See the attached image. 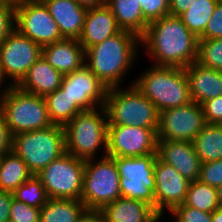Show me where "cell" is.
<instances>
[{
    "instance_id": "obj_31",
    "label": "cell",
    "mask_w": 222,
    "mask_h": 222,
    "mask_svg": "<svg viewBox=\"0 0 222 222\" xmlns=\"http://www.w3.org/2000/svg\"><path fill=\"white\" fill-rule=\"evenodd\" d=\"M15 199L26 203L29 206L41 208L49 199L41 179L37 175H32L21 184L14 192Z\"/></svg>"
},
{
    "instance_id": "obj_29",
    "label": "cell",
    "mask_w": 222,
    "mask_h": 222,
    "mask_svg": "<svg viewBox=\"0 0 222 222\" xmlns=\"http://www.w3.org/2000/svg\"><path fill=\"white\" fill-rule=\"evenodd\" d=\"M220 0H195L179 17L186 27L199 39Z\"/></svg>"
},
{
    "instance_id": "obj_21",
    "label": "cell",
    "mask_w": 222,
    "mask_h": 222,
    "mask_svg": "<svg viewBox=\"0 0 222 222\" xmlns=\"http://www.w3.org/2000/svg\"><path fill=\"white\" fill-rule=\"evenodd\" d=\"M185 69L189 81L190 98L197 104L222 96V71L193 62Z\"/></svg>"
},
{
    "instance_id": "obj_8",
    "label": "cell",
    "mask_w": 222,
    "mask_h": 222,
    "mask_svg": "<svg viewBox=\"0 0 222 222\" xmlns=\"http://www.w3.org/2000/svg\"><path fill=\"white\" fill-rule=\"evenodd\" d=\"M101 157L98 162L94 158L85 160L81 200L89 211H100L121 197L116 163L110 156Z\"/></svg>"
},
{
    "instance_id": "obj_24",
    "label": "cell",
    "mask_w": 222,
    "mask_h": 222,
    "mask_svg": "<svg viewBox=\"0 0 222 222\" xmlns=\"http://www.w3.org/2000/svg\"><path fill=\"white\" fill-rule=\"evenodd\" d=\"M88 211L82 200L49 198L41 207L40 222H79Z\"/></svg>"
},
{
    "instance_id": "obj_13",
    "label": "cell",
    "mask_w": 222,
    "mask_h": 222,
    "mask_svg": "<svg viewBox=\"0 0 222 222\" xmlns=\"http://www.w3.org/2000/svg\"><path fill=\"white\" fill-rule=\"evenodd\" d=\"M42 56V47L14 29L0 43V62L6 77L17 86L29 68Z\"/></svg>"
},
{
    "instance_id": "obj_42",
    "label": "cell",
    "mask_w": 222,
    "mask_h": 222,
    "mask_svg": "<svg viewBox=\"0 0 222 222\" xmlns=\"http://www.w3.org/2000/svg\"><path fill=\"white\" fill-rule=\"evenodd\" d=\"M195 0H169V15L180 16Z\"/></svg>"
},
{
    "instance_id": "obj_25",
    "label": "cell",
    "mask_w": 222,
    "mask_h": 222,
    "mask_svg": "<svg viewBox=\"0 0 222 222\" xmlns=\"http://www.w3.org/2000/svg\"><path fill=\"white\" fill-rule=\"evenodd\" d=\"M106 5L110 8L119 27L141 37L148 22L143 18L141 5L137 0H107Z\"/></svg>"
},
{
    "instance_id": "obj_27",
    "label": "cell",
    "mask_w": 222,
    "mask_h": 222,
    "mask_svg": "<svg viewBox=\"0 0 222 222\" xmlns=\"http://www.w3.org/2000/svg\"><path fill=\"white\" fill-rule=\"evenodd\" d=\"M193 145L202 164L222 159V124H206Z\"/></svg>"
},
{
    "instance_id": "obj_18",
    "label": "cell",
    "mask_w": 222,
    "mask_h": 222,
    "mask_svg": "<svg viewBox=\"0 0 222 222\" xmlns=\"http://www.w3.org/2000/svg\"><path fill=\"white\" fill-rule=\"evenodd\" d=\"M115 16L105 4L87 9L79 43L86 50L121 32Z\"/></svg>"
},
{
    "instance_id": "obj_14",
    "label": "cell",
    "mask_w": 222,
    "mask_h": 222,
    "mask_svg": "<svg viewBox=\"0 0 222 222\" xmlns=\"http://www.w3.org/2000/svg\"><path fill=\"white\" fill-rule=\"evenodd\" d=\"M157 141L154 129L108 125L107 156L139 157L157 154Z\"/></svg>"
},
{
    "instance_id": "obj_44",
    "label": "cell",
    "mask_w": 222,
    "mask_h": 222,
    "mask_svg": "<svg viewBox=\"0 0 222 222\" xmlns=\"http://www.w3.org/2000/svg\"><path fill=\"white\" fill-rule=\"evenodd\" d=\"M80 6L84 8H95L106 4L107 0H75Z\"/></svg>"
},
{
    "instance_id": "obj_38",
    "label": "cell",
    "mask_w": 222,
    "mask_h": 222,
    "mask_svg": "<svg viewBox=\"0 0 222 222\" xmlns=\"http://www.w3.org/2000/svg\"><path fill=\"white\" fill-rule=\"evenodd\" d=\"M199 39H222V0H220Z\"/></svg>"
},
{
    "instance_id": "obj_41",
    "label": "cell",
    "mask_w": 222,
    "mask_h": 222,
    "mask_svg": "<svg viewBox=\"0 0 222 222\" xmlns=\"http://www.w3.org/2000/svg\"><path fill=\"white\" fill-rule=\"evenodd\" d=\"M13 193L0 190V222H9Z\"/></svg>"
},
{
    "instance_id": "obj_19",
    "label": "cell",
    "mask_w": 222,
    "mask_h": 222,
    "mask_svg": "<svg viewBox=\"0 0 222 222\" xmlns=\"http://www.w3.org/2000/svg\"><path fill=\"white\" fill-rule=\"evenodd\" d=\"M42 57L62 75L85 64V49L77 39L64 38L42 47Z\"/></svg>"
},
{
    "instance_id": "obj_3",
    "label": "cell",
    "mask_w": 222,
    "mask_h": 222,
    "mask_svg": "<svg viewBox=\"0 0 222 222\" xmlns=\"http://www.w3.org/2000/svg\"><path fill=\"white\" fill-rule=\"evenodd\" d=\"M131 83L156 106L159 112L192 102L184 68L152 65Z\"/></svg>"
},
{
    "instance_id": "obj_28",
    "label": "cell",
    "mask_w": 222,
    "mask_h": 222,
    "mask_svg": "<svg viewBox=\"0 0 222 222\" xmlns=\"http://www.w3.org/2000/svg\"><path fill=\"white\" fill-rule=\"evenodd\" d=\"M44 98L50 121L56 125L64 126L78 113L84 111L61 87Z\"/></svg>"
},
{
    "instance_id": "obj_12",
    "label": "cell",
    "mask_w": 222,
    "mask_h": 222,
    "mask_svg": "<svg viewBox=\"0 0 222 222\" xmlns=\"http://www.w3.org/2000/svg\"><path fill=\"white\" fill-rule=\"evenodd\" d=\"M206 125L200 104L190 102L159 112L158 140L193 142Z\"/></svg>"
},
{
    "instance_id": "obj_17",
    "label": "cell",
    "mask_w": 222,
    "mask_h": 222,
    "mask_svg": "<svg viewBox=\"0 0 222 222\" xmlns=\"http://www.w3.org/2000/svg\"><path fill=\"white\" fill-rule=\"evenodd\" d=\"M156 153L159 160L172 165L190 182L199 179L202 163L193 142L158 140Z\"/></svg>"
},
{
    "instance_id": "obj_39",
    "label": "cell",
    "mask_w": 222,
    "mask_h": 222,
    "mask_svg": "<svg viewBox=\"0 0 222 222\" xmlns=\"http://www.w3.org/2000/svg\"><path fill=\"white\" fill-rule=\"evenodd\" d=\"M201 107L206 124L222 123V96L203 102Z\"/></svg>"
},
{
    "instance_id": "obj_35",
    "label": "cell",
    "mask_w": 222,
    "mask_h": 222,
    "mask_svg": "<svg viewBox=\"0 0 222 222\" xmlns=\"http://www.w3.org/2000/svg\"><path fill=\"white\" fill-rule=\"evenodd\" d=\"M15 29V1H0V43Z\"/></svg>"
},
{
    "instance_id": "obj_47",
    "label": "cell",
    "mask_w": 222,
    "mask_h": 222,
    "mask_svg": "<svg viewBox=\"0 0 222 222\" xmlns=\"http://www.w3.org/2000/svg\"><path fill=\"white\" fill-rule=\"evenodd\" d=\"M217 196H218V202L219 205L222 207V185H219L217 188Z\"/></svg>"
},
{
    "instance_id": "obj_45",
    "label": "cell",
    "mask_w": 222,
    "mask_h": 222,
    "mask_svg": "<svg viewBox=\"0 0 222 222\" xmlns=\"http://www.w3.org/2000/svg\"><path fill=\"white\" fill-rule=\"evenodd\" d=\"M211 222H222V207L219 206L211 213Z\"/></svg>"
},
{
    "instance_id": "obj_34",
    "label": "cell",
    "mask_w": 222,
    "mask_h": 222,
    "mask_svg": "<svg viewBox=\"0 0 222 222\" xmlns=\"http://www.w3.org/2000/svg\"><path fill=\"white\" fill-rule=\"evenodd\" d=\"M141 5L143 18L148 22L169 15V0H137Z\"/></svg>"
},
{
    "instance_id": "obj_5",
    "label": "cell",
    "mask_w": 222,
    "mask_h": 222,
    "mask_svg": "<svg viewBox=\"0 0 222 222\" xmlns=\"http://www.w3.org/2000/svg\"><path fill=\"white\" fill-rule=\"evenodd\" d=\"M104 107L108 125L136 126L158 131L159 111L133 84L126 90L121 89V86L108 88Z\"/></svg>"
},
{
    "instance_id": "obj_2",
    "label": "cell",
    "mask_w": 222,
    "mask_h": 222,
    "mask_svg": "<svg viewBox=\"0 0 222 222\" xmlns=\"http://www.w3.org/2000/svg\"><path fill=\"white\" fill-rule=\"evenodd\" d=\"M140 37L122 30L85 50V65L107 87H119L136 60ZM87 61V62H86Z\"/></svg>"
},
{
    "instance_id": "obj_23",
    "label": "cell",
    "mask_w": 222,
    "mask_h": 222,
    "mask_svg": "<svg viewBox=\"0 0 222 222\" xmlns=\"http://www.w3.org/2000/svg\"><path fill=\"white\" fill-rule=\"evenodd\" d=\"M62 79L63 75L41 56L17 86L25 92L45 97L61 87Z\"/></svg>"
},
{
    "instance_id": "obj_32",
    "label": "cell",
    "mask_w": 222,
    "mask_h": 222,
    "mask_svg": "<svg viewBox=\"0 0 222 222\" xmlns=\"http://www.w3.org/2000/svg\"><path fill=\"white\" fill-rule=\"evenodd\" d=\"M197 63L222 71V39H199Z\"/></svg>"
},
{
    "instance_id": "obj_40",
    "label": "cell",
    "mask_w": 222,
    "mask_h": 222,
    "mask_svg": "<svg viewBox=\"0 0 222 222\" xmlns=\"http://www.w3.org/2000/svg\"><path fill=\"white\" fill-rule=\"evenodd\" d=\"M13 149V134L9 129L4 117L0 114V155Z\"/></svg>"
},
{
    "instance_id": "obj_20",
    "label": "cell",
    "mask_w": 222,
    "mask_h": 222,
    "mask_svg": "<svg viewBox=\"0 0 222 222\" xmlns=\"http://www.w3.org/2000/svg\"><path fill=\"white\" fill-rule=\"evenodd\" d=\"M41 1L57 23L62 37L78 40L83 31L87 8L80 6L75 0Z\"/></svg>"
},
{
    "instance_id": "obj_6",
    "label": "cell",
    "mask_w": 222,
    "mask_h": 222,
    "mask_svg": "<svg viewBox=\"0 0 222 222\" xmlns=\"http://www.w3.org/2000/svg\"><path fill=\"white\" fill-rule=\"evenodd\" d=\"M0 114L13 136L53 125L45 98L25 92L18 86H12L0 96Z\"/></svg>"
},
{
    "instance_id": "obj_26",
    "label": "cell",
    "mask_w": 222,
    "mask_h": 222,
    "mask_svg": "<svg viewBox=\"0 0 222 222\" xmlns=\"http://www.w3.org/2000/svg\"><path fill=\"white\" fill-rule=\"evenodd\" d=\"M32 175L26 163L13 151L2 155L0 162V190L13 193Z\"/></svg>"
},
{
    "instance_id": "obj_7",
    "label": "cell",
    "mask_w": 222,
    "mask_h": 222,
    "mask_svg": "<svg viewBox=\"0 0 222 222\" xmlns=\"http://www.w3.org/2000/svg\"><path fill=\"white\" fill-rule=\"evenodd\" d=\"M12 151L26 163L33 175H37L66 152L64 128L53 124L14 135Z\"/></svg>"
},
{
    "instance_id": "obj_43",
    "label": "cell",
    "mask_w": 222,
    "mask_h": 222,
    "mask_svg": "<svg viewBox=\"0 0 222 222\" xmlns=\"http://www.w3.org/2000/svg\"><path fill=\"white\" fill-rule=\"evenodd\" d=\"M79 222H105L99 211H88Z\"/></svg>"
},
{
    "instance_id": "obj_15",
    "label": "cell",
    "mask_w": 222,
    "mask_h": 222,
    "mask_svg": "<svg viewBox=\"0 0 222 222\" xmlns=\"http://www.w3.org/2000/svg\"><path fill=\"white\" fill-rule=\"evenodd\" d=\"M61 88L83 110L105 106L108 88L85 64L81 68L63 75Z\"/></svg>"
},
{
    "instance_id": "obj_10",
    "label": "cell",
    "mask_w": 222,
    "mask_h": 222,
    "mask_svg": "<svg viewBox=\"0 0 222 222\" xmlns=\"http://www.w3.org/2000/svg\"><path fill=\"white\" fill-rule=\"evenodd\" d=\"M85 160L65 152L50 162L37 176L48 198L81 200Z\"/></svg>"
},
{
    "instance_id": "obj_30",
    "label": "cell",
    "mask_w": 222,
    "mask_h": 222,
    "mask_svg": "<svg viewBox=\"0 0 222 222\" xmlns=\"http://www.w3.org/2000/svg\"><path fill=\"white\" fill-rule=\"evenodd\" d=\"M183 204L206 213H212L220 206L216 188L199 180L190 182L186 200Z\"/></svg>"
},
{
    "instance_id": "obj_37",
    "label": "cell",
    "mask_w": 222,
    "mask_h": 222,
    "mask_svg": "<svg viewBox=\"0 0 222 222\" xmlns=\"http://www.w3.org/2000/svg\"><path fill=\"white\" fill-rule=\"evenodd\" d=\"M198 180L215 188L222 185V159L203 163Z\"/></svg>"
},
{
    "instance_id": "obj_16",
    "label": "cell",
    "mask_w": 222,
    "mask_h": 222,
    "mask_svg": "<svg viewBox=\"0 0 222 222\" xmlns=\"http://www.w3.org/2000/svg\"><path fill=\"white\" fill-rule=\"evenodd\" d=\"M154 175L156 183L155 210L159 214L164 213V209L170 212L175 206L185 202L190 181L184 178L172 165L156 158Z\"/></svg>"
},
{
    "instance_id": "obj_33",
    "label": "cell",
    "mask_w": 222,
    "mask_h": 222,
    "mask_svg": "<svg viewBox=\"0 0 222 222\" xmlns=\"http://www.w3.org/2000/svg\"><path fill=\"white\" fill-rule=\"evenodd\" d=\"M9 222H40L41 208L27 205L13 197Z\"/></svg>"
},
{
    "instance_id": "obj_46",
    "label": "cell",
    "mask_w": 222,
    "mask_h": 222,
    "mask_svg": "<svg viewBox=\"0 0 222 222\" xmlns=\"http://www.w3.org/2000/svg\"><path fill=\"white\" fill-rule=\"evenodd\" d=\"M7 77L4 74L3 68H2V64L0 62V87L2 86V82H4V79H6ZM13 86L12 83H9V85L5 88V90H0L1 94L0 96H2L3 94H5L11 87ZM3 93V94H2Z\"/></svg>"
},
{
    "instance_id": "obj_9",
    "label": "cell",
    "mask_w": 222,
    "mask_h": 222,
    "mask_svg": "<svg viewBox=\"0 0 222 222\" xmlns=\"http://www.w3.org/2000/svg\"><path fill=\"white\" fill-rule=\"evenodd\" d=\"M110 157L114 159L120 176L121 197L142 201L155 209L154 168L157 154L139 157Z\"/></svg>"
},
{
    "instance_id": "obj_22",
    "label": "cell",
    "mask_w": 222,
    "mask_h": 222,
    "mask_svg": "<svg viewBox=\"0 0 222 222\" xmlns=\"http://www.w3.org/2000/svg\"><path fill=\"white\" fill-rule=\"evenodd\" d=\"M105 222H159V214L151 205L139 200L120 197L99 211Z\"/></svg>"
},
{
    "instance_id": "obj_36",
    "label": "cell",
    "mask_w": 222,
    "mask_h": 222,
    "mask_svg": "<svg viewBox=\"0 0 222 222\" xmlns=\"http://www.w3.org/2000/svg\"><path fill=\"white\" fill-rule=\"evenodd\" d=\"M169 213L175 217L176 222H211V213L184 204L175 206Z\"/></svg>"
},
{
    "instance_id": "obj_4",
    "label": "cell",
    "mask_w": 222,
    "mask_h": 222,
    "mask_svg": "<svg viewBox=\"0 0 222 222\" xmlns=\"http://www.w3.org/2000/svg\"><path fill=\"white\" fill-rule=\"evenodd\" d=\"M63 128L67 153L83 160L96 159L103 147L107 156L108 116L104 106L78 113Z\"/></svg>"
},
{
    "instance_id": "obj_1",
    "label": "cell",
    "mask_w": 222,
    "mask_h": 222,
    "mask_svg": "<svg viewBox=\"0 0 222 222\" xmlns=\"http://www.w3.org/2000/svg\"><path fill=\"white\" fill-rule=\"evenodd\" d=\"M198 40L179 16L172 15L148 23L140 37L146 54L155 62L153 65L180 68L197 61Z\"/></svg>"
},
{
    "instance_id": "obj_11",
    "label": "cell",
    "mask_w": 222,
    "mask_h": 222,
    "mask_svg": "<svg viewBox=\"0 0 222 222\" xmlns=\"http://www.w3.org/2000/svg\"><path fill=\"white\" fill-rule=\"evenodd\" d=\"M15 29L41 47L64 39L41 0L15 1Z\"/></svg>"
}]
</instances>
